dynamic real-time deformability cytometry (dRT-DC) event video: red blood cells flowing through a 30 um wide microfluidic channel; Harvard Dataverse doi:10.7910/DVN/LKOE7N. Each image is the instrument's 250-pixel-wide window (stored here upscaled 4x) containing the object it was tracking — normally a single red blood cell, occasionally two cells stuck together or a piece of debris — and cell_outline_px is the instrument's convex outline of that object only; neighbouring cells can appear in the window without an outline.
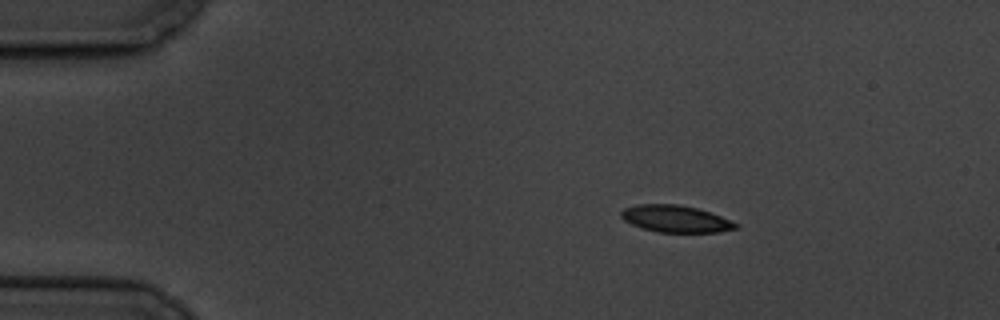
{"species": "common noctule bat (a hibernating species)", "species_latin": "Nyctalus noctula", "temperature_condition": "cold", "stored_images_in_passage": 6, "camera_frame_rate_fps": 3000, "um_per_image_px": 0.085, "animal": {"sex": "male", "body_mass_g": 19.5, "forearm_length_mm": 54.6}, "frame": {"image": 1, "passage_image": 3, "time_ms": 2.333, "image_size_px": [1000, 320], "cell_outline_px": [[740, 228], [720, 232], [656, 232], [640, 228], [624, 220], [620, 216], [620, 212], [624, 208], [636, 204], [680, 204], [696, 208], [720, 216], [740, 224]], "centroid_in_image_um": [57.42, 18.6], "position_along_channel_um": 27.6, "area_um2": 18.15}}
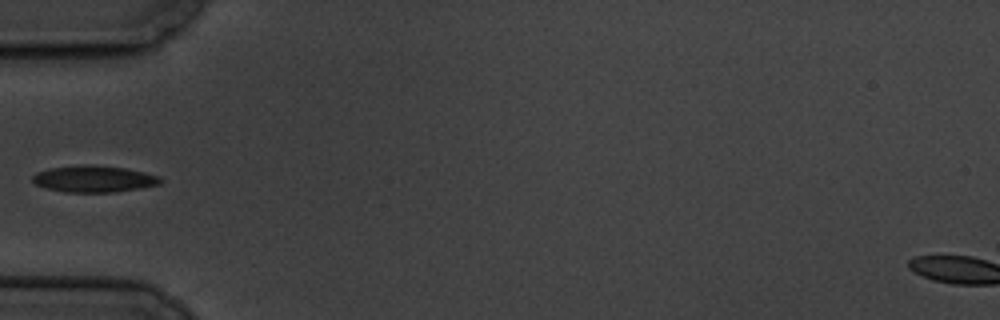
{"frame": {"image": 2, "passage_image": 6, "time_ms": 5.667, "image_size_px": [1000, 320], "cell_outline_px": [[164, 180], [160, 184], [140, 188], [116, 192], [64, 192], [44, 188], [36, 184], [32, 180], [32, 176], [36, 172], [48, 168], [84, 164], [92, 164], [124, 168], [144, 172], [160, 176]], "centroid_in_image_um": [7.97, 15.2], "position_along_channel_um": 77.0, "area_um2": 20.06}}